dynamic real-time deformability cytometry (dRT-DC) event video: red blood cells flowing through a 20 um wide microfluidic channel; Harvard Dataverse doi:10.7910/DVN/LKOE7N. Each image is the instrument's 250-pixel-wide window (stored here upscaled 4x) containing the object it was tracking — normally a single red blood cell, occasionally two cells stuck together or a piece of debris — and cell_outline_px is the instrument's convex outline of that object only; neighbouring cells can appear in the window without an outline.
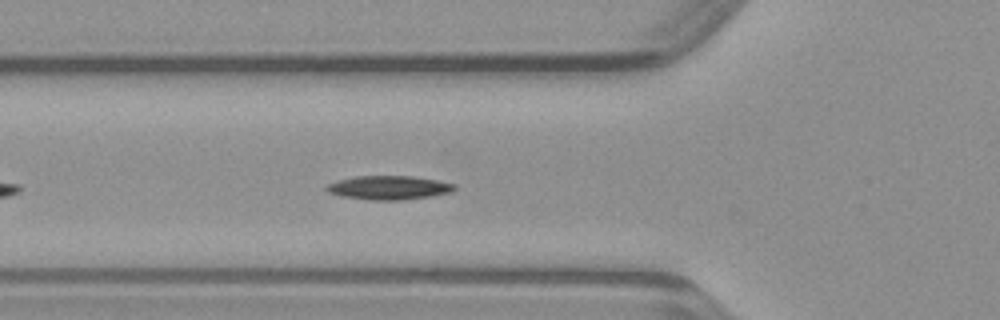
{"species": "common noctule bat (a hibernating species)", "species_latin": "Nyctalus noctula", "temperature_condition": "warm", "stored_images_in_passage": 10, "camera_frame_rate_fps": 3000, "um_per_image_px": 0.085, "animal": {"sex": "male", "body_mass_g": 23.1, "forearm_length_mm": 52.7}, "frame": {"image": 1, "passage_image": 6, "time_ms": 1.667, "image_size_px": [1000, 320], "cell_outline_px": [[456, 188], [452, 192], [432, 196], [404, 200], [368, 200], [340, 196], [328, 192], [324, 188], [328, 184], [336, 180], [356, 176], [412, 176], [436, 180], [456, 184]], "centroid_in_image_um": [33.04, 15.95], "position_along_channel_um": 92.8, "area_um2": 17.98}}
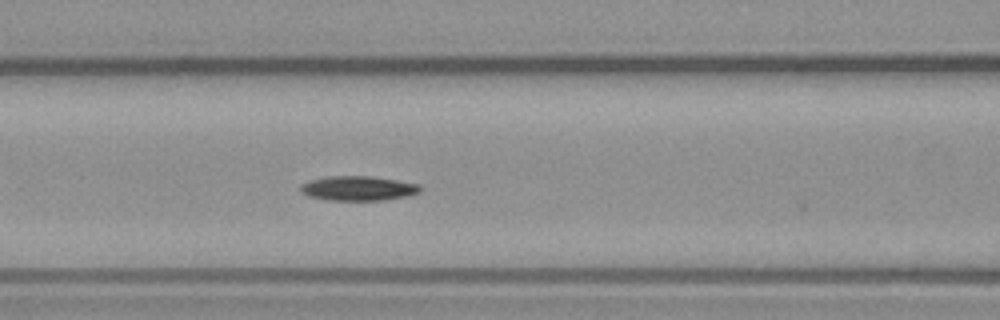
{"frame": {"image": 2, "passage_image": 9, "time_ms": 2.667, "image_size_px": [1000, 320], "cell_outline_px": [[424, 188], [420, 192], [408, 196], [384, 200], [328, 200], [308, 196], [300, 192], [300, 184], [308, 180], [328, 176], [368, 176], [396, 180], [420, 184]], "centroid_in_image_um": [30.44, 16.01], "position_along_channel_um": 136.2, "area_um2": 17.34}}